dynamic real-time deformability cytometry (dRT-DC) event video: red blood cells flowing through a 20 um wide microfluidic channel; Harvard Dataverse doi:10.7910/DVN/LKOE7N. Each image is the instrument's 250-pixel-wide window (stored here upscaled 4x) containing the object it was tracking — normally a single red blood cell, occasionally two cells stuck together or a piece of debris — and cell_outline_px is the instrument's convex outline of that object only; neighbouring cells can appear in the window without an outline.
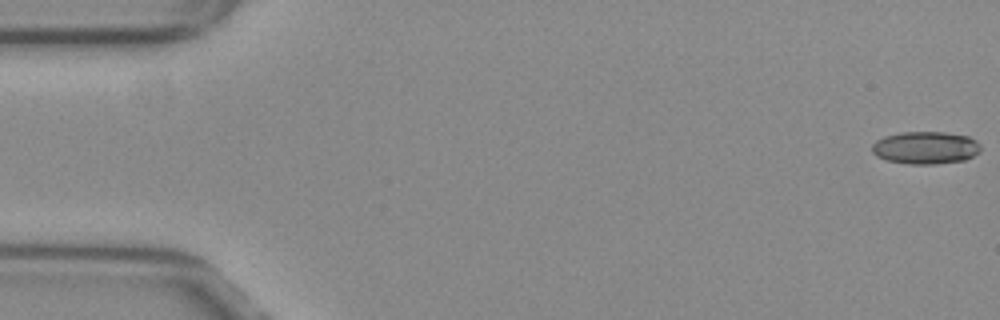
{"species": "common noctule bat (a hibernating species)", "species_latin": "Nyctalus noctula", "temperature_condition": "warm", "stored_images_in_passage": 54, "camera_frame_rate_fps": 3000, "um_per_image_px": 0.085, "animal": {"sex": "female", "body_mass_g": 29.2, "forearm_length_mm": 56.3}, "frame": {"image": 1, "passage_image": 1, "time_ms": 0.0, "image_size_px": [1000, 320], "cell_outline_px": [[980, 152], [964, 160], [936, 164], [908, 164], [888, 160], [876, 156], [872, 152], [872, 144], [876, 140], [884, 136], [900, 132], [944, 132], [968, 136], [976, 140], [980, 144]], "centroid_in_image_um": [78.66, 12.55], "position_along_channel_um": 6.3, "area_um2": 20.69}}
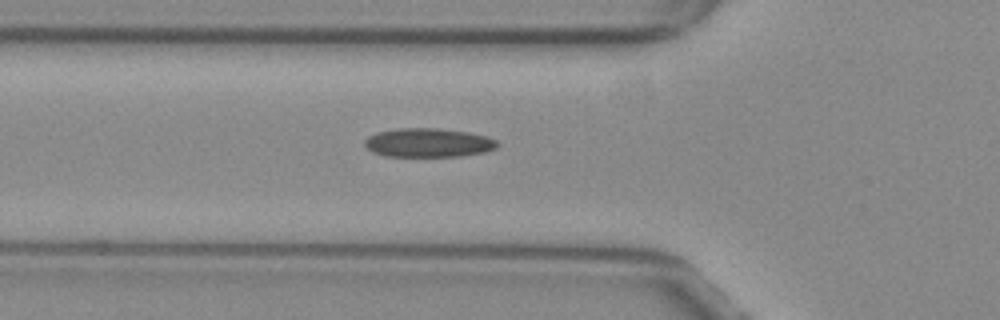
{"frame": {"image": 2, "passage_image": 19, "time_ms": 6.0, "image_size_px": [1000, 320], "cell_outline_px": [[500, 144], [496, 148], [484, 152], [460, 156], [384, 156], [372, 152], [364, 144], [364, 140], [368, 136], [376, 132], [400, 128], [436, 128], [468, 132], [488, 136], [496, 140]], "centroid_in_image_um": [36.41, 12.13], "position_along_channel_um": 89.4, "area_um2": 22.43}}
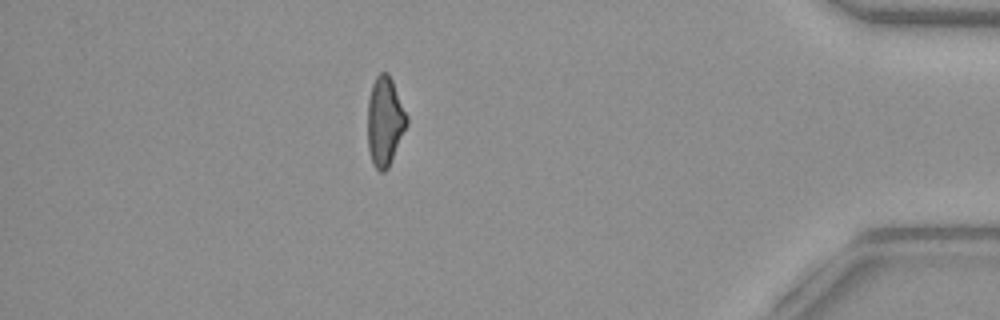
{"frame": {"image": 3, "passage_image": 47, "time_ms": 15.333, "image_size_px": [1000, 320], "cell_outline_px": [[408, 124], [388, 168], [384, 172], [380, 172], [372, 164], [368, 148], [368, 100], [372, 84], [376, 76], [380, 72], [388, 72], [392, 80], [408, 116]], "centroid_in_image_um": [32.71, 10.31], "position_along_channel_um": 402.5, "area_um2": 20.4}, "authors_computed_cell_mechanics": {"area_um2": 20.9814, "velocity_mm_per_s": 3.8713, "shape_relaxation_time_tau1_ms": null, "shape_relaxation_time_tau2_ms": 3.3168, "deformation_change_tau1": null, "deformation_change_tau2": 0.13}}